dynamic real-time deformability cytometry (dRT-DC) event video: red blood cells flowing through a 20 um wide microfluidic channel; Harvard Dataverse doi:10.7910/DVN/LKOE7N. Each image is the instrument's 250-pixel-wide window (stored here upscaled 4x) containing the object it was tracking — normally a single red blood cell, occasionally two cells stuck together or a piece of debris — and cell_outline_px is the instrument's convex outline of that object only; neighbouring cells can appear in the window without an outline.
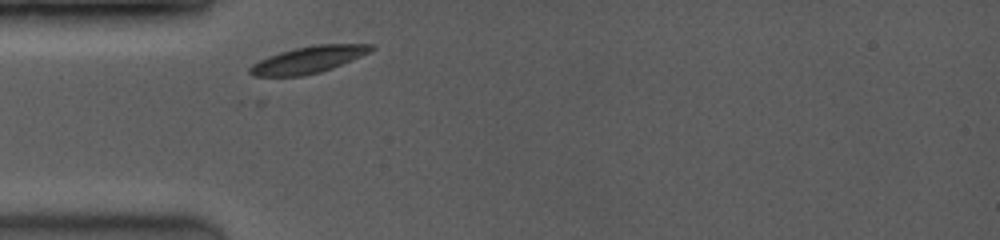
{"species": "common noctule bat (a hibernating species)", "species_latin": "Nyctalus noctula", "temperature_condition": "room temperature", "stored_images_in_passage": 24, "camera_frame_rate_fps": 3500, "um_per_image_px": 0.085, "animal": {"sex": "female", "body_mass_g": 19.0, "forearm_length_mm": 53.3}, "frame": {"image": 1, "passage_image": 2, "time_ms": 0.571, "image_size_px": [1000, 240], "cell_outline_px": [[376, 48], [360, 56], [332, 68], [320, 72], [304, 76], [252, 76], [248, 72], [248, 68], [252, 64], [268, 56], [280, 52], [296, 48], [316, 44], [376, 44]], "centroid_in_image_um": [26.19, 5.07], "position_along_channel_um": 58.8, "area_um2": 18.84}}
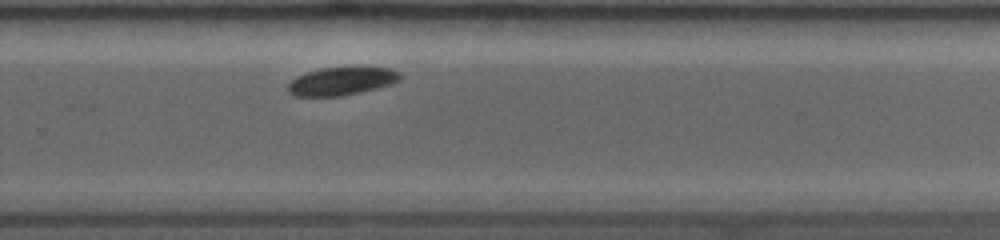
{"frame": {"image": 2, "passage_image": 17, "time_ms": 6.857, "image_size_px": [1000, 240], "cell_outline_px": [[400, 80], [392, 84], [344, 96], [296, 96], [288, 92], [288, 84], [296, 76], [320, 68], [392, 68], [400, 72]], "centroid_in_image_um": [29.03, 6.91], "position_along_channel_um": 300.8, "area_um2": 18.15}}
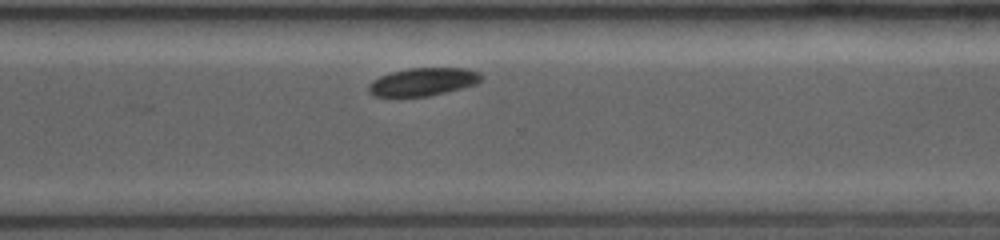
{"frame": {"image": 3, "passage_image": 19, "time_ms": 7.714, "image_size_px": [1000, 240], "cell_outline_px": [[484, 76], [476, 84], [428, 96], [372, 96], [368, 92], [368, 84], [372, 80], [380, 76], [392, 72], [408, 68], [468, 68], [480, 72]], "centroid_in_image_um": [35.95, 6.94], "position_along_channel_um": 334.7, "area_um2": 18.32}, "authors_computed_cell_mechanics": {"area_um2": 18.3226, "velocity_mm_per_s": 3.8982, "shape_relaxation_time_tau1_ms": 1.6789, "shape_relaxation_time_tau2_ms": null, "deformation_change_tau1": 0.0871, "deformation_change_tau2": null}}